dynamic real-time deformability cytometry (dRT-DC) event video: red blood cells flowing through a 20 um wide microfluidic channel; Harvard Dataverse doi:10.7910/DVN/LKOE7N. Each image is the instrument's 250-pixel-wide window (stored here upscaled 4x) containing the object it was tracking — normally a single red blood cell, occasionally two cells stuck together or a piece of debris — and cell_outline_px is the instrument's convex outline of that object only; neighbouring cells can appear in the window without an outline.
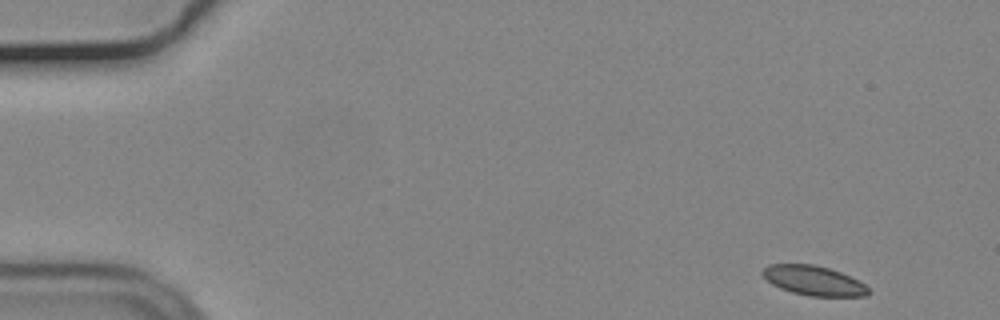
{"species": "common noctule bat (a hibernating species)", "species_latin": "Nyctalus noctula", "temperature_condition": "cold", "stored_images_in_passage": 32, "camera_frame_rate_fps": 3000, "um_per_image_px": 0.085, "animal": {"sex": "male", "body_mass_g": 19.2, "forearm_length_mm": 51.8}, "frame": {"image": 1, "passage_image": 1, "time_ms": 0.0, "image_size_px": [1000, 320], "cell_outline_px": [[872, 292], [868, 296], [808, 296], [792, 292], [780, 288], [772, 284], [760, 272], [768, 264], [812, 264], [828, 268], [840, 272], [864, 284]], "centroid_in_image_um": [69.16, 23.85], "position_along_channel_um": 15.8, "area_um2": 18.15}}
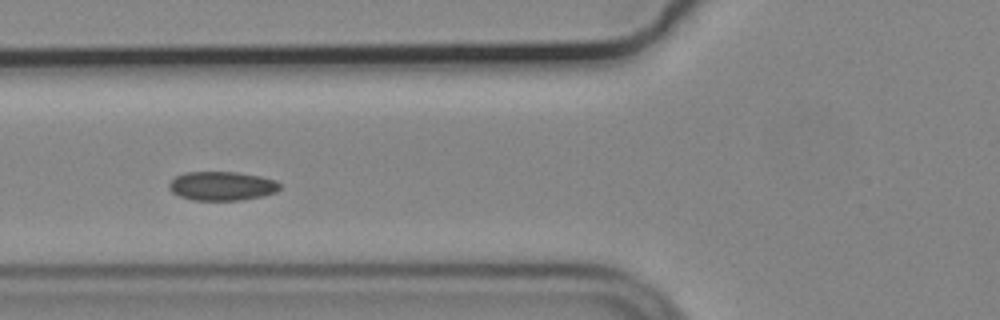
{"frame": {"image": 2, "passage_image": 18, "time_ms": 5.667, "image_size_px": [1000, 320], "cell_outline_px": [[280, 188], [276, 192], [264, 196], [240, 200], [192, 200], [180, 196], [172, 192], [168, 188], [168, 184], [176, 176], [184, 172], [236, 172], [260, 176], [276, 180], [280, 184]], "centroid_in_image_um": [18.87, 15.81], "position_along_channel_um": 106.9, "area_um2": 18.79}}
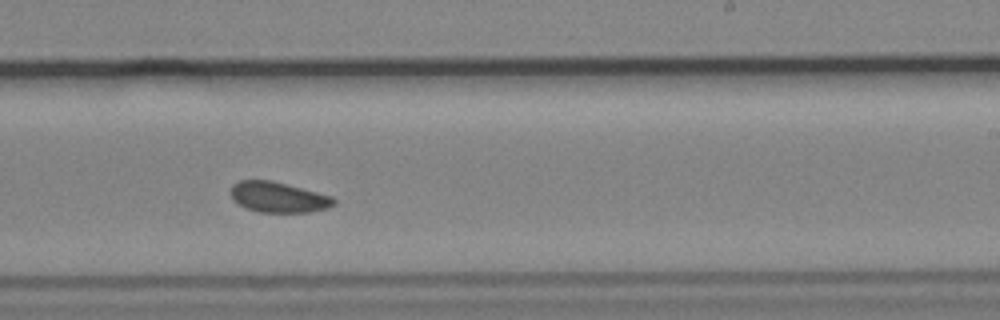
{"frame": {"image": 3, "passage_image": 31, "time_ms": 10.0, "image_size_px": [1000, 320], "cell_outline_px": [[336, 204], [328, 208], [308, 212], [260, 212], [244, 208], [232, 200], [232, 184], [240, 180], [272, 180], [332, 196], [336, 200]], "centroid_in_image_um": [23.66, 16.76], "position_along_channel_um": 265.3, "area_um2": 18.38}}